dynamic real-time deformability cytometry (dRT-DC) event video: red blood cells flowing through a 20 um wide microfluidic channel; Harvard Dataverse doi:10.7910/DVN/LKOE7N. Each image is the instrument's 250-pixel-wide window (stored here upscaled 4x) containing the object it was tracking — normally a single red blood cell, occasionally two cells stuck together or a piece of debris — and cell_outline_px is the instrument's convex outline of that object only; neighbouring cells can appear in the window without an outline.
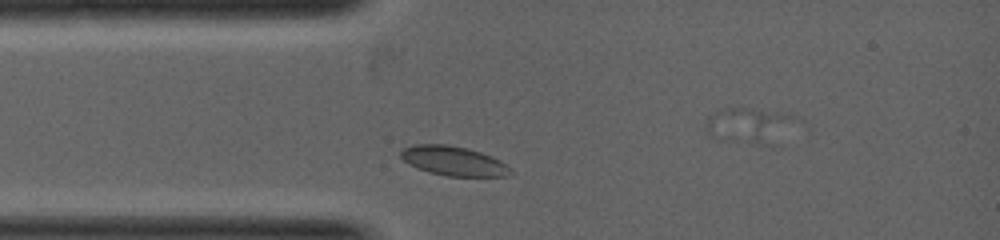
{"species": "common noctule bat (a hibernating species)", "species_latin": "Nyctalus noctula", "temperature_condition": "warm", "stored_images_in_passage": 41, "segment_of_instrument_passage": [2, 2], "camera_frame_rate_fps": 5000, "um_per_image_px": 0.085, "animal": {"sex": "female", "body_mass_g": 19.0, "forearm_length_mm": 53.3}, "frame": {"image": 1, "passage_image": 8, "time_ms": 1.0, "image_size_px": [1000, 240], "cell_outline_px": [[512, 172], [508, 176], [448, 176], [428, 172], [416, 168], [408, 164], [400, 156], [400, 152], [404, 148], [416, 144], [444, 144], [464, 148], [480, 152], [500, 160]], "centroid_in_image_um": [38.5, 13.69], "position_along_channel_um": 46.5, "area_um2": 18.55}}
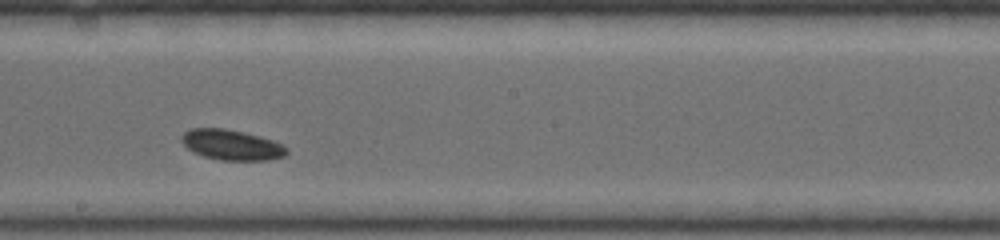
{"frame": {"image": 2, "passage_image": 24, "time_ms": 3.4, "image_size_px": [1000, 240], "cell_outline_px": [[288, 152], [284, 156], [268, 160], [220, 160], [204, 156], [192, 152], [180, 140], [180, 136], [184, 132], [192, 128], [224, 128], [272, 140], [288, 148]], "centroid_in_image_um": [19.65, 12.32], "position_along_channel_um": 228.6, "area_um2": 18.38}}
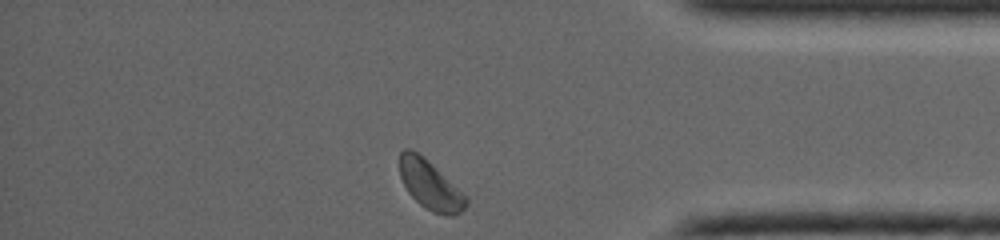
{"frame": {"image": 3, "passage_image": 40, "time_ms": 5.8, "image_size_px": [1000, 240], "cell_outline_px": [[468, 204], [460, 212], [452, 216], [448, 216], [424, 208], [408, 192], [400, 176], [400, 152], [404, 148], [408, 148], [416, 152], [468, 196]], "centroid_in_image_um": [36.57, 15.75], "position_along_channel_um": 398.6, "area_um2": 18.5}}